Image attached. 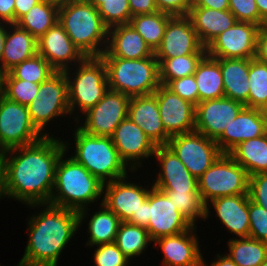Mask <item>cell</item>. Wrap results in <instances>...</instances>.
Listing matches in <instances>:
<instances>
[{"label": "cell", "instance_id": "cell-25", "mask_svg": "<svg viewBox=\"0 0 267 266\" xmlns=\"http://www.w3.org/2000/svg\"><path fill=\"white\" fill-rule=\"evenodd\" d=\"M267 133V124L259 109L244 107L216 141L222 153H229L241 142Z\"/></svg>", "mask_w": 267, "mask_h": 266}, {"label": "cell", "instance_id": "cell-51", "mask_svg": "<svg viewBox=\"0 0 267 266\" xmlns=\"http://www.w3.org/2000/svg\"><path fill=\"white\" fill-rule=\"evenodd\" d=\"M149 195L148 198L140 205L137 212L132 214V218L128 223L147 228L149 224Z\"/></svg>", "mask_w": 267, "mask_h": 266}, {"label": "cell", "instance_id": "cell-44", "mask_svg": "<svg viewBox=\"0 0 267 266\" xmlns=\"http://www.w3.org/2000/svg\"><path fill=\"white\" fill-rule=\"evenodd\" d=\"M249 237L267 243V210L249 200Z\"/></svg>", "mask_w": 267, "mask_h": 266}, {"label": "cell", "instance_id": "cell-7", "mask_svg": "<svg viewBox=\"0 0 267 266\" xmlns=\"http://www.w3.org/2000/svg\"><path fill=\"white\" fill-rule=\"evenodd\" d=\"M63 72L68 81L71 117L73 115L72 119L75 117L73 121L76 122L79 115L95 106L109 90L106 67L100 57H86Z\"/></svg>", "mask_w": 267, "mask_h": 266}, {"label": "cell", "instance_id": "cell-11", "mask_svg": "<svg viewBox=\"0 0 267 266\" xmlns=\"http://www.w3.org/2000/svg\"><path fill=\"white\" fill-rule=\"evenodd\" d=\"M44 137L32 123L27 106L0 97V146L5 151L34 144Z\"/></svg>", "mask_w": 267, "mask_h": 266}, {"label": "cell", "instance_id": "cell-29", "mask_svg": "<svg viewBox=\"0 0 267 266\" xmlns=\"http://www.w3.org/2000/svg\"><path fill=\"white\" fill-rule=\"evenodd\" d=\"M187 16L204 47L237 22L230 10H215L206 7H191Z\"/></svg>", "mask_w": 267, "mask_h": 266}, {"label": "cell", "instance_id": "cell-30", "mask_svg": "<svg viewBox=\"0 0 267 266\" xmlns=\"http://www.w3.org/2000/svg\"><path fill=\"white\" fill-rule=\"evenodd\" d=\"M224 95L248 107L249 93V59H220Z\"/></svg>", "mask_w": 267, "mask_h": 266}, {"label": "cell", "instance_id": "cell-37", "mask_svg": "<svg viewBox=\"0 0 267 266\" xmlns=\"http://www.w3.org/2000/svg\"><path fill=\"white\" fill-rule=\"evenodd\" d=\"M206 54H190L171 59L157 60L159 63V79L161 85L169 81L193 75L198 63Z\"/></svg>", "mask_w": 267, "mask_h": 266}, {"label": "cell", "instance_id": "cell-1", "mask_svg": "<svg viewBox=\"0 0 267 266\" xmlns=\"http://www.w3.org/2000/svg\"><path fill=\"white\" fill-rule=\"evenodd\" d=\"M65 151L57 136L5 151L3 192L5 198L27 205L49 204L55 183L56 167Z\"/></svg>", "mask_w": 267, "mask_h": 266}, {"label": "cell", "instance_id": "cell-58", "mask_svg": "<svg viewBox=\"0 0 267 266\" xmlns=\"http://www.w3.org/2000/svg\"><path fill=\"white\" fill-rule=\"evenodd\" d=\"M4 192H3V168L2 164H0V200L4 199Z\"/></svg>", "mask_w": 267, "mask_h": 266}, {"label": "cell", "instance_id": "cell-8", "mask_svg": "<svg viewBox=\"0 0 267 266\" xmlns=\"http://www.w3.org/2000/svg\"><path fill=\"white\" fill-rule=\"evenodd\" d=\"M249 174L228 153L219 158L198 178V191L206 205L213 199L248 194Z\"/></svg>", "mask_w": 267, "mask_h": 266}, {"label": "cell", "instance_id": "cell-15", "mask_svg": "<svg viewBox=\"0 0 267 266\" xmlns=\"http://www.w3.org/2000/svg\"><path fill=\"white\" fill-rule=\"evenodd\" d=\"M190 54H207L188 16H172L165 27L160 46L154 52L157 60Z\"/></svg>", "mask_w": 267, "mask_h": 266}, {"label": "cell", "instance_id": "cell-48", "mask_svg": "<svg viewBox=\"0 0 267 266\" xmlns=\"http://www.w3.org/2000/svg\"><path fill=\"white\" fill-rule=\"evenodd\" d=\"M158 11L172 16H187L192 0H155Z\"/></svg>", "mask_w": 267, "mask_h": 266}, {"label": "cell", "instance_id": "cell-59", "mask_svg": "<svg viewBox=\"0 0 267 266\" xmlns=\"http://www.w3.org/2000/svg\"><path fill=\"white\" fill-rule=\"evenodd\" d=\"M261 116L263 117V119L265 120L266 124H267V100L266 102L259 108Z\"/></svg>", "mask_w": 267, "mask_h": 266}, {"label": "cell", "instance_id": "cell-52", "mask_svg": "<svg viewBox=\"0 0 267 266\" xmlns=\"http://www.w3.org/2000/svg\"><path fill=\"white\" fill-rule=\"evenodd\" d=\"M15 0H0V21L8 24L14 23Z\"/></svg>", "mask_w": 267, "mask_h": 266}, {"label": "cell", "instance_id": "cell-4", "mask_svg": "<svg viewBox=\"0 0 267 266\" xmlns=\"http://www.w3.org/2000/svg\"><path fill=\"white\" fill-rule=\"evenodd\" d=\"M74 126L72 136L74 146L73 143L69 144L68 140L63 139L67 153L72 147L75 148L70 157L104 184L128 175L131 170L121 160L111 137L90 135L76 123Z\"/></svg>", "mask_w": 267, "mask_h": 266}, {"label": "cell", "instance_id": "cell-26", "mask_svg": "<svg viewBox=\"0 0 267 266\" xmlns=\"http://www.w3.org/2000/svg\"><path fill=\"white\" fill-rule=\"evenodd\" d=\"M153 55L143 37L130 24H123L109 28L106 50L100 57L143 59Z\"/></svg>", "mask_w": 267, "mask_h": 266}, {"label": "cell", "instance_id": "cell-5", "mask_svg": "<svg viewBox=\"0 0 267 266\" xmlns=\"http://www.w3.org/2000/svg\"><path fill=\"white\" fill-rule=\"evenodd\" d=\"M58 21L86 57H100L105 52L109 28L87 0H73L60 5Z\"/></svg>", "mask_w": 267, "mask_h": 266}, {"label": "cell", "instance_id": "cell-27", "mask_svg": "<svg viewBox=\"0 0 267 266\" xmlns=\"http://www.w3.org/2000/svg\"><path fill=\"white\" fill-rule=\"evenodd\" d=\"M38 54L37 39L16 23L8 24L0 72L6 73L17 64Z\"/></svg>", "mask_w": 267, "mask_h": 266}, {"label": "cell", "instance_id": "cell-35", "mask_svg": "<svg viewBox=\"0 0 267 266\" xmlns=\"http://www.w3.org/2000/svg\"><path fill=\"white\" fill-rule=\"evenodd\" d=\"M114 243L123 254L133 262V258L141 257L148 246L153 243L144 227L121 222Z\"/></svg>", "mask_w": 267, "mask_h": 266}, {"label": "cell", "instance_id": "cell-43", "mask_svg": "<svg viewBox=\"0 0 267 266\" xmlns=\"http://www.w3.org/2000/svg\"><path fill=\"white\" fill-rule=\"evenodd\" d=\"M93 261L95 266H129L130 260L123 254L118 246L113 243L93 246Z\"/></svg>", "mask_w": 267, "mask_h": 266}, {"label": "cell", "instance_id": "cell-10", "mask_svg": "<svg viewBox=\"0 0 267 266\" xmlns=\"http://www.w3.org/2000/svg\"><path fill=\"white\" fill-rule=\"evenodd\" d=\"M130 99L123 93L109 89L95 106L79 116L76 124L87 134L112 137L115 128L127 118Z\"/></svg>", "mask_w": 267, "mask_h": 266}, {"label": "cell", "instance_id": "cell-9", "mask_svg": "<svg viewBox=\"0 0 267 266\" xmlns=\"http://www.w3.org/2000/svg\"><path fill=\"white\" fill-rule=\"evenodd\" d=\"M27 107L34 126L46 137L55 136L52 132H48L47 126L61 119L60 117H71L68 81L65 73L56 71L46 81H43L37 96Z\"/></svg>", "mask_w": 267, "mask_h": 266}, {"label": "cell", "instance_id": "cell-45", "mask_svg": "<svg viewBox=\"0 0 267 266\" xmlns=\"http://www.w3.org/2000/svg\"><path fill=\"white\" fill-rule=\"evenodd\" d=\"M229 10L238 22H249L261 27V16L255 0H229Z\"/></svg>", "mask_w": 267, "mask_h": 266}, {"label": "cell", "instance_id": "cell-36", "mask_svg": "<svg viewBox=\"0 0 267 266\" xmlns=\"http://www.w3.org/2000/svg\"><path fill=\"white\" fill-rule=\"evenodd\" d=\"M172 15L164 12L132 16L129 24L143 37L153 52L160 46L165 27Z\"/></svg>", "mask_w": 267, "mask_h": 266}, {"label": "cell", "instance_id": "cell-46", "mask_svg": "<svg viewBox=\"0 0 267 266\" xmlns=\"http://www.w3.org/2000/svg\"><path fill=\"white\" fill-rule=\"evenodd\" d=\"M165 86L195 106L199 103L198 87L194 74L169 81Z\"/></svg>", "mask_w": 267, "mask_h": 266}, {"label": "cell", "instance_id": "cell-57", "mask_svg": "<svg viewBox=\"0 0 267 266\" xmlns=\"http://www.w3.org/2000/svg\"><path fill=\"white\" fill-rule=\"evenodd\" d=\"M8 23L0 21V58L4 51V42L6 37Z\"/></svg>", "mask_w": 267, "mask_h": 266}, {"label": "cell", "instance_id": "cell-19", "mask_svg": "<svg viewBox=\"0 0 267 266\" xmlns=\"http://www.w3.org/2000/svg\"><path fill=\"white\" fill-rule=\"evenodd\" d=\"M153 94L158 102L164 129L170 137L195 130L194 104L182 99L165 85H160Z\"/></svg>", "mask_w": 267, "mask_h": 266}, {"label": "cell", "instance_id": "cell-32", "mask_svg": "<svg viewBox=\"0 0 267 266\" xmlns=\"http://www.w3.org/2000/svg\"><path fill=\"white\" fill-rule=\"evenodd\" d=\"M249 174L267 173V133L241 142L228 153Z\"/></svg>", "mask_w": 267, "mask_h": 266}, {"label": "cell", "instance_id": "cell-22", "mask_svg": "<svg viewBox=\"0 0 267 266\" xmlns=\"http://www.w3.org/2000/svg\"><path fill=\"white\" fill-rule=\"evenodd\" d=\"M38 54L56 71H64L82 62L86 56L78 49L59 21L37 40Z\"/></svg>", "mask_w": 267, "mask_h": 266}, {"label": "cell", "instance_id": "cell-28", "mask_svg": "<svg viewBox=\"0 0 267 266\" xmlns=\"http://www.w3.org/2000/svg\"><path fill=\"white\" fill-rule=\"evenodd\" d=\"M98 205H100L99 208L92 214L89 213L90 208L78 212L79 226L81 227L84 225L83 223H85L84 220L92 215L90 216V219H88V222H86V231L90 236L85 243L86 247L89 246L88 248L99 244L113 243L121 223L120 218L114 212L109 210L102 201Z\"/></svg>", "mask_w": 267, "mask_h": 266}, {"label": "cell", "instance_id": "cell-61", "mask_svg": "<svg viewBox=\"0 0 267 266\" xmlns=\"http://www.w3.org/2000/svg\"><path fill=\"white\" fill-rule=\"evenodd\" d=\"M2 88H3V73L0 72V97L2 96Z\"/></svg>", "mask_w": 267, "mask_h": 266}, {"label": "cell", "instance_id": "cell-33", "mask_svg": "<svg viewBox=\"0 0 267 266\" xmlns=\"http://www.w3.org/2000/svg\"><path fill=\"white\" fill-rule=\"evenodd\" d=\"M59 19V6L47 0H41L32 7L16 24L27 30L37 40L43 36Z\"/></svg>", "mask_w": 267, "mask_h": 266}, {"label": "cell", "instance_id": "cell-60", "mask_svg": "<svg viewBox=\"0 0 267 266\" xmlns=\"http://www.w3.org/2000/svg\"><path fill=\"white\" fill-rule=\"evenodd\" d=\"M47 1L55 3L58 6H60L62 4H66V3L70 2V1H73V0H47Z\"/></svg>", "mask_w": 267, "mask_h": 266}, {"label": "cell", "instance_id": "cell-63", "mask_svg": "<svg viewBox=\"0 0 267 266\" xmlns=\"http://www.w3.org/2000/svg\"><path fill=\"white\" fill-rule=\"evenodd\" d=\"M260 266H267V259Z\"/></svg>", "mask_w": 267, "mask_h": 266}, {"label": "cell", "instance_id": "cell-49", "mask_svg": "<svg viewBox=\"0 0 267 266\" xmlns=\"http://www.w3.org/2000/svg\"><path fill=\"white\" fill-rule=\"evenodd\" d=\"M131 16L158 12L155 0H128Z\"/></svg>", "mask_w": 267, "mask_h": 266}, {"label": "cell", "instance_id": "cell-2", "mask_svg": "<svg viewBox=\"0 0 267 266\" xmlns=\"http://www.w3.org/2000/svg\"><path fill=\"white\" fill-rule=\"evenodd\" d=\"M39 210L28 216V239L20 266H57L60 255L78 233V212L50 204H31ZM42 208V209H41Z\"/></svg>", "mask_w": 267, "mask_h": 266}, {"label": "cell", "instance_id": "cell-53", "mask_svg": "<svg viewBox=\"0 0 267 266\" xmlns=\"http://www.w3.org/2000/svg\"><path fill=\"white\" fill-rule=\"evenodd\" d=\"M41 0H15L14 5V23L24 16L32 7Z\"/></svg>", "mask_w": 267, "mask_h": 266}, {"label": "cell", "instance_id": "cell-16", "mask_svg": "<svg viewBox=\"0 0 267 266\" xmlns=\"http://www.w3.org/2000/svg\"><path fill=\"white\" fill-rule=\"evenodd\" d=\"M244 107L227 97L199 102L195 106V131L217 141Z\"/></svg>", "mask_w": 267, "mask_h": 266}, {"label": "cell", "instance_id": "cell-54", "mask_svg": "<svg viewBox=\"0 0 267 266\" xmlns=\"http://www.w3.org/2000/svg\"><path fill=\"white\" fill-rule=\"evenodd\" d=\"M192 7L229 10V0H192Z\"/></svg>", "mask_w": 267, "mask_h": 266}, {"label": "cell", "instance_id": "cell-18", "mask_svg": "<svg viewBox=\"0 0 267 266\" xmlns=\"http://www.w3.org/2000/svg\"><path fill=\"white\" fill-rule=\"evenodd\" d=\"M128 178L129 175L105 183L103 186L101 201L120 218L121 222H128L132 218V214L137 212L140 205L148 198L149 191L153 187V184L143 186L139 181L133 183Z\"/></svg>", "mask_w": 267, "mask_h": 266}, {"label": "cell", "instance_id": "cell-47", "mask_svg": "<svg viewBox=\"0 0 267 266\" xmlns=\"http://www.w3.org/2000/svg\"><path fill=\"white\" fill-rule=\"evenodd\" d=\"M249 200L267 210V173H256L249 178Z\"/></svg>", "mask_w": 267, "mask_h": 266}, {"label": "cell", "instance_id": "cell-42", "mask_svg": "<svg viewBox=\"0 0 267 266\" xmlns=\"http://www.w3.org/2000/svg\"><path fill=\"white\" fill-rule=\"evenodd\" d=\"M97 10L104 24L111 28L129 24L132 18L128 0H87Z\"/></svg>", "mask_w": 267, "mask_h": 266}, {"label": "cell", "instance_id": "cell-31", "mask_svg": "<svg viewBox=\"0 0 267 266\" xmlns=\"http://www.w3.org/2000/svg\"><path fill=\"white\" fill-rule=\"evenodd\" d=\"M194 77L198 87L199 102L225 97L220 59L206 54L198 63Z\"/></svg>", "mask_w": 267, "mask_h": 266}, {"label": "cell", "instance_id": "cell-12", "mask_svg": "<svg viewBox=\"0 0 267 266\" xmlns=\"http://www.w3.org/2000/svg\"><path fill=\"white\" fill-rule=\"evenodd\" d=\"M167 146L197 179L222 154L216 141L195 130L171 136Z\"/></svg>", "mask_w": 267, "mask_h": 266}, {"label": "cell", "instance_id": "cell-41", "mask_svg": "<svg viewBox=\"0 0 267 266\" xmlns=\"http://www.w3.org/2000/svg\"><path fill=\"white\" fill-rule=\"evenodd\" d=\"M40 84L16 79L9 72H6L3 73L2 95L10 101L29 106L37 96Z\"/></svg>", "mask_w": 267, "mask_h": 266}, {"label": "cell", "instance_id": "cell-23", "mask_svg": "<svg viewBox=\"0 0 267 266\" xmlns=\"http://www.w3.org/2000/svg\"><path fill=\"white\" fill-rule=\"evenodd\" d=\"M213 209L220 224L235 235V238L249 237V197L248 194L225 196L213 199L205 205V221Z\"/></svg>", "mask_w": 267, "mask_h": 266}, {"label": "cell", "instance_id": "cell-3", "mask_svg": "<svg viewBox=\"0 0 267 266\" xmlns=\"http://www.w3.org/2000/svg\"><path fill=\"white\" fill-rule=\"evenodd\" d=\"M64 151L57 163L50 205L80 212L103 199V186L97 177Z\"/></svg>", "mask_w": 267, "mask_h": 266}, {"label": "cell", "instance_id": "cell-13", "mask_svg": "<svg viewBox=\"0 0 267 266\" xmlns=\"http://www.w3.org/2000/svg\"><path fill=\"white\" fill-rule=\"evenodd\" d=\"M259 28L253 23L237 21L206 46V53L215 59L255 58Z\"/></svg>", "mask_w": 267, "mask_h": 266}, {"label": "cell", "instance_id": "cell-62", "mask_svg": "<svg viewBox=\"0 0 267 266\" xmlns=\"http://www.w3.org/2000/svg\"><path fill=\"white\" fill-rule=\"evenodd\" d=\"M4 154L5 150L0 146V164L3 163Z\"/></svg>", "mask_w": 267, "mask_h": 266}, {"label": "cell", "instance_id": "cell-17", "mask_svg": "<svg viewBox=\"0 0 267 266\" xmlns=\"http://www.w3.org/2000/svg\"><path fill=\"white\" fill-rule=\"evenodd\" d=\"M149 224L146 228L152 241L189 230L193 225L176 209L167 195L155 188L149 191Z\"/></svg>", "mask_w": 267, "mask_h": 266}, {"label": "cell", "instance_id": "cell-20", "mask_svg": "<svg viewBox=\"0 0 267 266\" xmlns=\"http://www.w3.org/2000/svg\"><path fill=\"white\" fill-rule=\"evenodd\" d=\"M153 157L160 168L152 181L155 188L161 191H198V179L167 145L156 146Z\"/></svg>", "mask_w": 267, "mask_h": 266}, {"label": "cell", "instance_id": "cell-55", "mask_svg": "<svg viewBox=\"0 0 267 266\" xmlns=\"http://www.w3.org/2000/svg\"><path fill=\"white\" fill-rule=\"evenodd\" d=\"M215 260L209 266H237L227 254L218 253L215 255ZM208 266L204 257H202V265Z\"/></svg>", "mask_w": 267, "mask_h": 266}, {"label": "cell", "instance_id": "cell-50", "mask_svg": "<svg viewBox=\"0 0 267 266\" xmlns=\"http://www.w3.org/2000/svg\"><path fill=\"white\" fill-rule=\"evenodd\" d=\"M255 58L267 63V24L262 25L258 30Z\"/></svg>", "mask_w": 267, "mask_h": 266}, {"label": "cell", "instance_id": "cell-24", "mask_svg": "<svg viewBox=\"0 0 267 266\" xmlns=\"http://www.w3.org/2000/svg\"><path fill=\"white\" fill-rule=\"evenodd\" d=\"M127 117L144 131L155 146L168 144L170 136L164 129L154 94L131 97Z\"/></svg>", "mask_w": 267, "mask_h": 266}, {"label": "cell", "instance_id": "cell-34", "mask_svg": "<svg viewBox=\"0 0 267 266\" xmlns=\"http://www.w3.org/2000/svg\"><path fill=\"white\" fill-rule=\"evenodd\" d=\"M227 255L237 266H260L267 259V243L251 237L230 238Z\"/></svg>", "mask_w": 267, "mask_h": 266}, {"label": "cell", "instance_id": "cell-21", "mask_svg": "<svg viewBox=\"0 0 267 266\" xmlns=\"http://www.w3.org/2000/svg\"><path fill=\"white\" fill-rule=\"evenodd\" d=\"M197 226L176 235L157 238L153 241L155 248L161 250L163 256L161 266H201L202 257Z\"/></svg>", "mask_w": 267, "mask_h": 266}, {"label": "cell", "instance_id": "cell-40", "mask_svg": "<svg viewBox=\"0 0 267 266\" xmlns=\"http://www.w3.org/2000/svg\"><path fill=\"white\" fill-rule=\"evenodd\" d=\"M14 78L34 83L46 81L56 70L39 54L26 59L8 71Z\"/></svg>", "mask_w": 267, "mask_h": 266}, {"label": "cell", "instance_id": "cell-39", "mask_svg": "<svg viewBox=\"0 0 267 266\" xmlns=\"http://www.w3.org/2000/svg\"><path fill=\"white\" fill-rule=\"evenodd\" d=\"M248 107L259 109L267 100V63L249 59Z\"/></svg>", "mask_w": 267, "mask_h": 266}, {"label": "cell", "instance_id": "cell-56", "mask_svg": "<svg viewBox=\"0 0 267 266\" xmlns=\"http://www.w3.org/2000/svg\"><path fill=\"white\" fill-rule=\"evenodd\" d=\"M261 16V26L267 24V0H255Z\"/></svg>", "mask_w": 267, "mask_h": 266}, {"label": "cell", "instance_id": "cell-6", "mask_svg": "<svg viewBox=\"0 0 267 266\" xmlns=\"http://www.w3.org/2000/svg\"><path fill=\"white\" fill-rule=\"evenodd\" d=\"M106 67L109 89L129 97L151 95L161 85L159 63L153 55L143 59L100 57Z\"/></svg>", "mask_w": 267, "mask_h": 266}, {"label": "cell", "instance_id": "cell-38", "mask_svg": "<svg viewBox=\"0 0 267 266\" xmlns=\"http://www.w3.org/2000/svg\"><path fill=\"white\" fill-rule=\"evenodd\" d=\"M176 209L193 225L197 220L205 221V205L199 191H163ZM201 218V219H200Z\"/></svg>", "mask_w": 267, "mask_h": 266}, {"label": "cell", "instance_id": "cell-14", "mask_svg": "<svg viewBox=\"0 0 267 266\" xmlns=\"http://www.w3.org/2000/svg\"><path fill=\"white\" fill-rule=\"evenodd\" d=\"M111 138L121 160L131 170L130 173L142 169L144 160L148 162L155 153L156 146L128 117L115 128Z\"/></svg>", "mask_w": 267, "mask_h": 266}]
</instances>
